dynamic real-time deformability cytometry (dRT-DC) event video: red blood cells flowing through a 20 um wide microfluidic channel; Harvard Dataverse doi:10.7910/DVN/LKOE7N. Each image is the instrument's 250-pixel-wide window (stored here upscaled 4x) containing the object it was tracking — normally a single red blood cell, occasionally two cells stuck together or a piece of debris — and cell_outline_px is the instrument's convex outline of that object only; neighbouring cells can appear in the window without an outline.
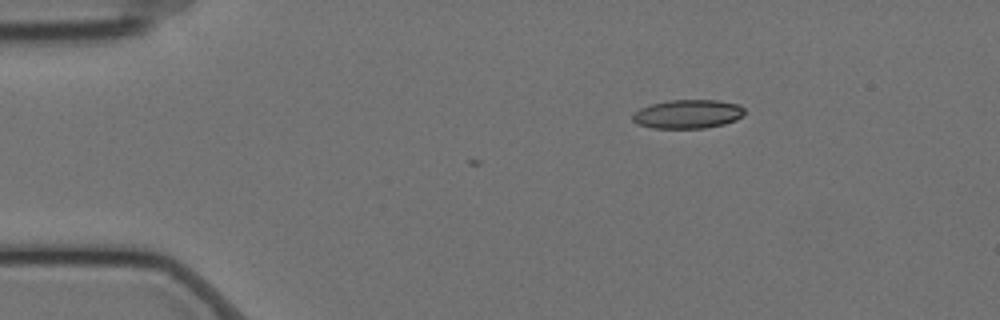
{"species": "Egyptian fruit bat (a non-hibernating species)", "species_latin": "Rousettus aegyptiacus", "temperature_condition": "cold", "stored_images_in_passage": 5, "camera_frame_rate_fps": 3000, "um_per_image_px": 0.085, "animal": {"sex": "female"}, "frame": {"image": 1, "passage_image": 1, "time_ms": 0.0, "image_size_px": [1000, 320], "cell_outline_px": [[744, 116], [736, 120], [724, 124], [704, 128], [652, 128], [636, 124], [632, 120], [632, 116], [640, 108], [652, 104], [668, 100], [716, 100], [740, 104], [744, 108]], "centroid_in_image_um": [58.48, 9.69], "position_along_channel_um": 26.5, "area_um2": 18.9}}